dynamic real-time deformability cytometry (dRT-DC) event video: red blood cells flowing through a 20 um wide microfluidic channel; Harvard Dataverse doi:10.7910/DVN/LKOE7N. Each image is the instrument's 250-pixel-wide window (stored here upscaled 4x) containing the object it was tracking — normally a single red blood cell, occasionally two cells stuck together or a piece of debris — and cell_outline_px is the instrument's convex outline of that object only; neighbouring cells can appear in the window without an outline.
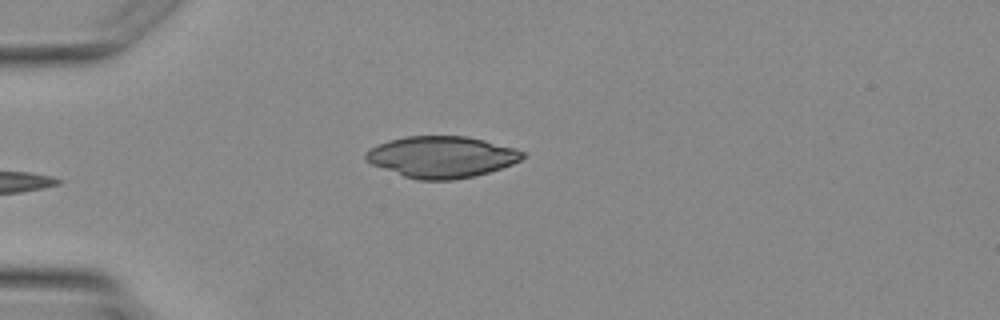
{"species": "Egyptian fruit bat (a non-hibernating species)", "species_latin": "Rousettus aegyptiacus", "temperature_condition": "warm", "stored_images_in_passage": 4, "camera_frame_rate_fps": 3000, "um_per_image_px": 0.085, "animal": {"sex": "female"}, "frame": {"image": 1, "passage_image": 4, "time_ms": 3.667, "image_size_px": [1000, 320], "cell_outline_px": [[524, 156], [520, 160], [512, 164], [488, 172], [472, 176], [452, 180], [420, 180], [404, 176], [372, 164], [364, 156], [372, 148], [388, 140], [404, 136], [464, 136], [484, 140], [516, 148], [524, 152]], "centroid_in_image_um": [37.56, 13.33], "position_along_channel_um": 47.4, "area_um2": 37.4}}